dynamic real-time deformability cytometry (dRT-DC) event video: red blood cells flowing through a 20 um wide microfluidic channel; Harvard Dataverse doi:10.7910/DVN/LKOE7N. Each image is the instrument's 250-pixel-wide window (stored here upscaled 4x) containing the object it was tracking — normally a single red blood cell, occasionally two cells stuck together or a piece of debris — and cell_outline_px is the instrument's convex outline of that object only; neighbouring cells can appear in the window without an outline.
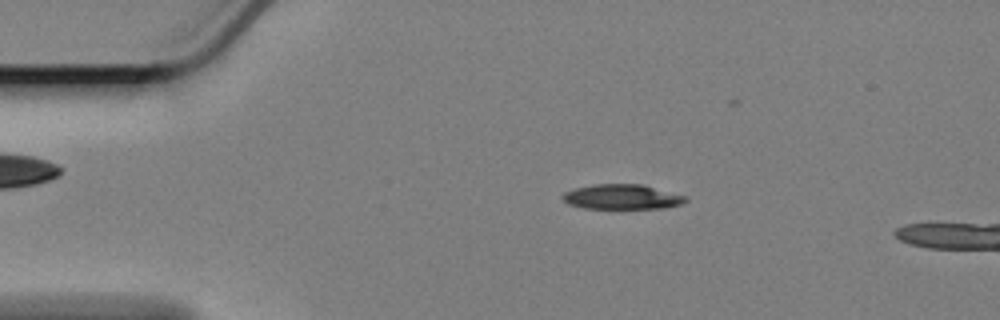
{"species": "Egyptian fruit bat (a non-hibernating species)", "species_latin": "Rousettus aegyptiacus", "temperature_condition": "cold", "stored_images_in_passage": 56, "camera_frame_rate_fps": 3000, "um_per_image_px": 0.085, "animal": {"sex": "female"}, "frame": {"image": 1, "passage_image": 10, "time_ms": 3.0, "image_size_px": [1000, 320], "cell_outline_px": [[688, 200], [680, 204], [664, 208], [584, 208], [568, 204], [560, 196], [564, 192], [576, 188], [596, 184], [640, 184], [684, 196]], "centroid_in_image_um": [52.82, 16.73], "position_along_channel_um": 32.2, "area_um2": 17.51}}
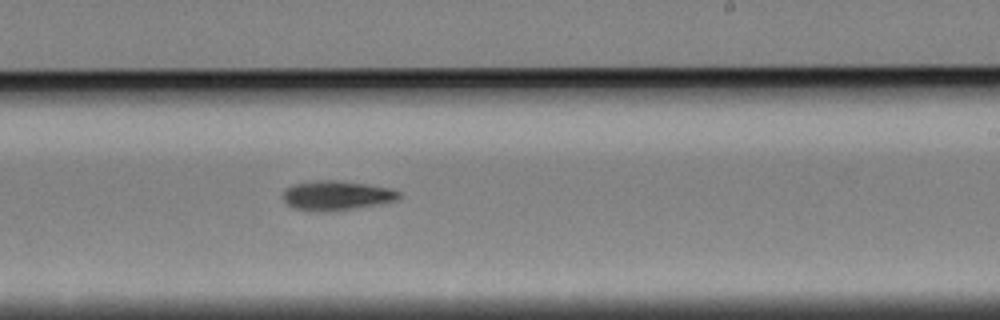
{"frame": {"image": 2, "passage_image": 34, "time_ms": 11.0, "image_size_px": [1000, 320], "cell_outline_px": [[400, 200], [356, 208], [316, 212], [292, 208], [284, 200], [284, 192], [292, 184], [316, 180], [340, 180], [392, 188], [400, 192]], "centroid_in_image_um": [28.64, 16.61], "position_along_channel_um": 260.4, "area_um2": 20.0}}
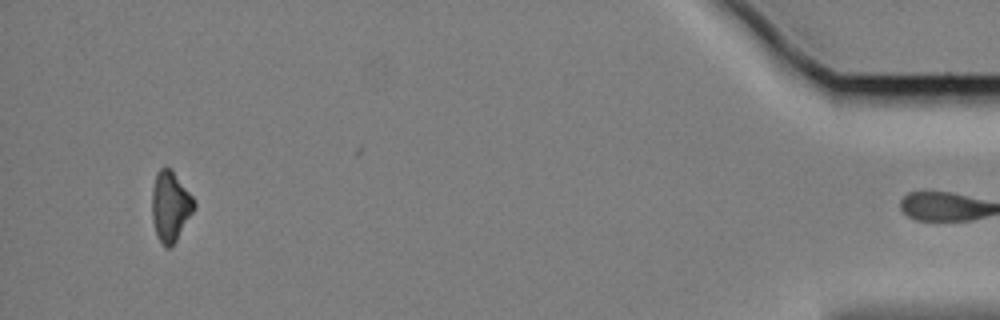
{"frame": {"image": 3, "passage_image": 55, "time_ms": 18.0, "image_size_px": [1000, 320], "cell_outline_px": [[196, 208], [176, 240], [168, 248], [164, 248], [156, 236], [152, 220], [152, 188], [156, 172], [160, 168], [168, 168], [172, 172], [192, 196], [196, 204]], "centroid_in_image_um": [14.46, 17.58], "position_along_channel_um": 420.7, "area_um2": 17.11}, "authors_computed_cell_mechanics": {"area_um2": 18.8717, "velocity_mm_per_s": 3.3733, "shape_relaxation_time_tau1_ms": 3.7284, "shape_relaxation_time_tau2_ms": null, "deformation_change_tau1": 0.109, "deformation_change_tau2": null}}